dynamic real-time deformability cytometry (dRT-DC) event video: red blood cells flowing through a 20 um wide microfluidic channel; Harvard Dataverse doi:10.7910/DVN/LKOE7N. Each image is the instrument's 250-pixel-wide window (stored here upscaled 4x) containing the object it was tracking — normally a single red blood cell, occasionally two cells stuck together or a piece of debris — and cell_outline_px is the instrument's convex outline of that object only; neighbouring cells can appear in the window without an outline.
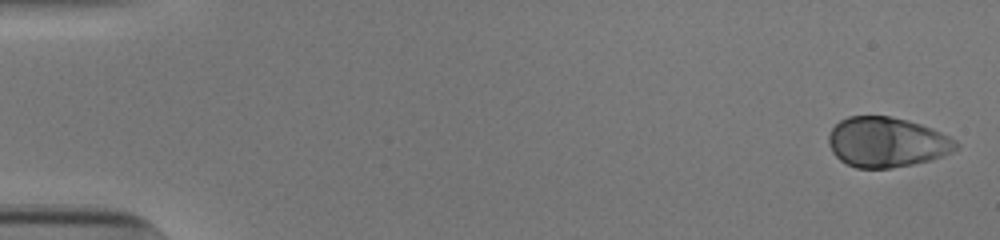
{"species": "human", "species_latin": "Homo sapiens", "temperature_condition": "cold", "stored_images_in_passage": 53, "camera_frame_rate_fps": 3000, "um_per_image_px": 0.085, "donor": {"sex": "male"}, "frame": {"image": 1, "passage_image": 1, "time_ms": 0.0, "image_size_px": [1000, 240], "cell_outline_px": [[960, 148], [952, 152], [928, 160], [912, 164], [892, 168], [856, 168], [840, 160], [832, 152], [828, 144], [828, 136], [832, 128], [840, 120], [848, 116], [892, 116], [908, 120], [932, 128], [956, 140], [960, 144]], "centroid_in_image_um": [75.37, 12.08], "position_along_channel_um": 9.6, "area_um2": 37.22}}
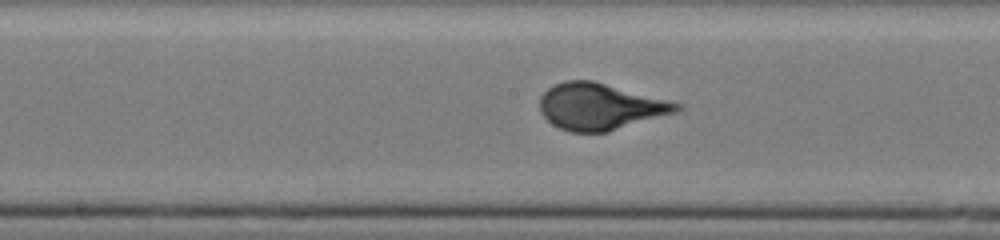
{"frame": {"image": 2, "passage_image": 28, "time_ms": 9.0, "image_size_px": [1000, 240], "cell_outline_px": [[684, 108], [676, 112], [608, 132], [572, 132], [560, 128], [552, 124], [540, 112], [540, 96], [548, 88], [564, 80], [592, 80], [684, 104]], "centroid_in_image_um": [51.02, 9.05], "position_along_channel_um": 197.2, "area_um2": 37.05}}
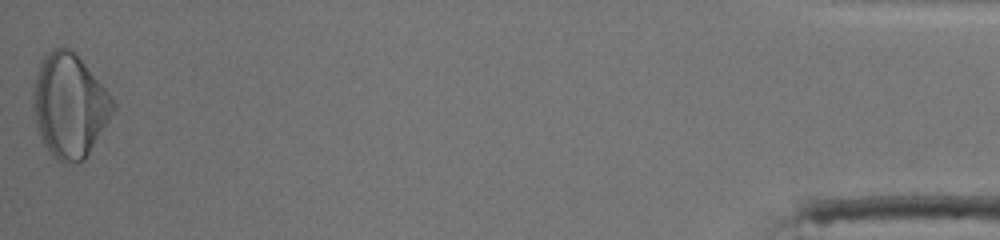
{"frame": {"image": 3, "passage_image": 53, "time_ms": 17.333, "image_size_px": [1000, 240], "cell_outline_px": [[116, 108], [84, 160], [76, 164], [60, 164], [48, 152], [44, 144], [36, 124], [32, 108], [32, 84], [36, 72], [44, 56], [48, 52], [56, 48], [68, 48], [84, 64], [112, 96], [116, 104]], "centroid_in_image_um": [5.88, 9.02], "position_along_channel_um": 429.3, "area_um2": 48.26}}